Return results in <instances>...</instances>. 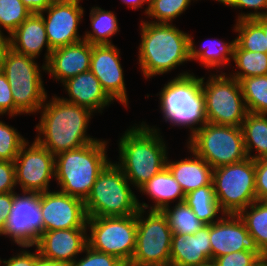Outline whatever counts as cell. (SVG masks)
<instances>
[{"label":"cell","mask_w":267,"mask_h":266,"mask_svg":"<svg viewBox=\"0 0 267 266\" xmlns=\"http://www.w3.org/2000/svg\"><path fill=\"white\" fill-rule=\"evenodd\" d=\"M235 8H253L256 10L254 13L241 14L238 16L237 21L246 19H258L267 16L266 12H257L259 9H267V0H236Z\"/></svg>","instance_id":"cell-43"},{"label":"cell","mask_w":267,"mask_h":266,"mask_svg":"<svg viewBox=\"0 0 267 266\" xmlns=\"http://www.w3.org/2000/svg\"><path fill=\"white\" fill-rule=\"evenodd\" d=\"M233 61L241 71L231 75L240 81L243 78L267 75V53L243 50L237 43L234 47Z\"/></svg>","instance_id":"cell-32"},{"label":"cell","mask_w":267,"mask_h":266,"mask_svg":"<svg viewBox=\"0 0 267 266\" xmlns=\"http://www.w3.org/2000/svg\"><path fill=\"white\" fill-rule=\"evenodd\" d=\"M12 88L3 72H0V115L9 113L15 115V103L12 97Z\"/></svg>","instance_id":"cell-42"},{"label":"cell","mask_w":267,"mask_h":266,"mask_svg":"<svg viewBox=\"0 0 267 266\" xmlns=\"http://www.w3.org/2000/svg\"><path fill=\"white\" fill-rule=\"evenodd\" d=\"M235 30L239 32L236 43L251 52L267 53V41L263 27L255 19L237 21Z\"/></svg>","instance_id":"cell-34"},{"label":"cell","mask_w":267,"mask_h":266,"mask_svg":"<svg viewBox=\"0 0 267 266\" xmlns=\"http://www.w3.org/2000/svg\"><path fill=\"white\" fill-rule=\"evenodd\" d=\"M90 71L98 78L103 90L112 99L127 106L128 98L119 51L113 44L92 45Z\"/></svg>","instance_id":"cell-18"},{"label":"cell","mask_w":267,"mask_h":266,"mask_svg":"<svg viewBox=\"0 0 267 266\" xmlns=\"http://www.w3.org/2000/svg\"><path fill=\"white\" fill-rule=\"evenodd\" d=\"M86 256L79 260L76 259L69 266H124L125 264L107 253H102L91 249L89 246L84 248Z\"/></svg>","instance_id":"cell-38"},{"label":"cell","mask_w":267,"mask_h":266,"mask_svg":"<svg viewBox=\"0 0 267 266\" xmlns=\"http://www.w3.org/2000/svg\"><path fill=\"white\" fill-rule=\"evenodd\" d=\"M63 85L70 98H61L62 100L86 107L92 112L96 110L101 111L113 101L103 90L100 81L91 71L69 78L63 82Z\"/></svg>","instance_id":"cell-22"},{"label":"cell","mask_w":267,"mask_h":266,"mask_svg":"<svg viewBox=\"0 0 267 266\" xmlns=\"http://www.w3.org/2000/svg\"><path fill=\"white\" fill-rule=\"evenodd\" d=\"M87 246L129 264L136 249L137 214L124 217H88Z\"/></svg>","instance_id":"cell-11"},{"label":"cell","mask_w":267,"mask_h":266,"mask_svg":"<svg viewBox=\"0 0 267 266\" xmlns=\"http://www.w3.org/2000/svg\"><path fill=\"white\" fill-rule=\"evenodd\" d=\"M5 266H34L36 262V253H29V251H22L17 256H13L7 261L0 260Z\"/></svg>","instance_id":"cell-44"},{"label":"cell","mask_w":267,"mask_h":266,"mask_svg":"<svg viewBox=\"0 0 267 266\" xmlns=\"http://www.w3.org/2000/svg\"><path fill=\"white\" fill-rule=\"evenodd\" d=\"M87 228L45 231L39 237L36 249L41 257L71 264L76 255L87 246Z\"/></svg>","instance_id":"cell-19"},{"label":"cell","mask_w":267,"mask_h":266,"mask_svg":"<svg viewBox=\"0 0 267 266\" xmlns=\"http://www.w3.org/2000/svg\"><path fill=\"white\" fill-rule=\"evenodd\" d=\"M122 170L110 162L98 175L84 201L87 217H124L148 205L138 202Z\"/></svg>","instance_id":"cell-5"},{"label":"cell","mask_w":267,"mask_h":266,"mask_svg":"<svg viewBox=\"0 0 267 266\" xmlns=\"http://www.w3.org/2000/svg\"><path fill=\"white\" fill-rule=\"evenodd\" d=\"M21 1L32 13H40L44 11L54 0H21Z\"/></svg>","instance_id":"cell-47"},{"label":"cell","mask_w":267,"mask_h":266,"mask_svg":"<svg viewBox=\"0 0 267 266\" xmlns=\"http://www.w3.org/2000/svg\"><path fill=\"white\" fill-rule=\"evenodd\" d=\"M123 3L125 4H129V6H131V8L133 9H138L140 7H142L143 3H148V7L150 4V0H122Z\"/></svg>","instance_id":"cell-49"},{"label":"cell","mask_w":267,"mask_h":266,"mask_svg":"<svg viewBox=\"0 0 267 266\" xmlns=\"http://www.w3.org/2000/svg\"><path fill=\"white\" fill-rule=\"evenodd\" d=\"M11 49L10 36L4 37L3 33H0V72H3L4 63Z\"/></svg>","instance_id":"cell-46"},{"label":"cell","mask_w":267,"mask_h":266,"mask_svg":"<svg viewBox=\"0 0 267 266\" xmlns=\"http://www.w3.org/2000/svg\"><path fill=\"white\" fill-rule=\"evenodd\" d=\"M90 19L92 33L86 32L83 39L92 45L112 44L108 37L110 38L119 29L114 13L100 7H92Z\"/></svg>","instance_id":"cell-29"},{"label":"cell","mask_w":267,"mask_h":266,"mask_svg":"<svg viewBox=\"0 0 267 266\" xmlns=\"http://www.w3.org/2000/svg\"><path fill=\"white\" fill-rule=\"evenodd\" d=\"M92 44L86 40L52 50L42 69L62 83L80 73L90 71Z\"/></svg>","instance_id":"cell-20"},{"label":"cell","mask_w":267,"mask_h":266,"mask_svg":"<svg viewBox=\"0 0 267 266\" xmlns=\"http://www.w3.org/2000/svg\"><path fill=\"white\" fill-rule=\"evenodd\" d=\"M24 196L14 193L12 209L0 235H7L21 247L36 246L44 232L40 208V194L23 192Z\"/></svg>","instance_id":"cell-13"},{"label":"cell","mask_w":267,"mask_h":266,"mask_svg":"<svg viewBox=\"0 0 267 266\" xmlns=\"http://www.w3.org/2000/svg\"><path fill=\"white\" fill-rule=\"evenodd\" d=\"M26 142L14 160L16 185L23 192L43 193L49 190L50 180L55 178V156L36 141L27 148Z\"/></svg>","instance_id":"cell-14"},{"label":"cell","mask_w":267,"mask_h":266,"mask_svg":"<svg viewBox=\"0 0 267 266\" xmlns=\"http://www.w3.org/2000/svg\"><path fill=\"white\" fill-rule=\"evenodd\" d=\"M214 41L215 40H213V43L211 42V46H204L203 48L201 47L200 50H197L194 46L192 37L190 36V60H200V62L207 68H215L220 67V65H226L230 61V57L233 59L236 40H233L230 43H224L220 40H218L219 42ZM212 46L215 48H211Z\"/></svg>","instance_id":"cell-31"},{"label":"cell","mask_w":267,"mask_h":266,"mask_svg":"<svg viewBox=\"0 0 267 266\" xmlns=\"http://www.w3.org/2000/svg\"><path fill=\"white\" fill-rule=\"evenodd\" d=\"M212 260L209 225L195 234H172L170 266H199Z\"/></svg>","instance_id":"cell-21"},{"label":"cell","mask_w":267,"mask_h":266,"mask_svg":"<svg viewBox=\"0 0 267 266\" xmlns=\"http://www.w3.org/2000/svg\"><path fill=\"white\" fill-rule=\"evenodd\" d=\"M250 208V212L247 210ZM260 251L267 256V201L256 200L238 214Z\"/></svg>","instance_id":"cell-28"},{"label":"cell","mask_w":267,"mask_h":266,"mask_svg":"<svg viewBox=\"0 0 267 266\" xmlns=\"http://www.w3.org/2000/svg\"><path fill=\"white\" fill-rule=\"evenodd\" d=\"M185 203L192 209L197 218L205 225H210L217 220V213L221 211L216 200L213 185H206L185 195Z\"/></svg>","instance_id":"cell-27"},{"label":"cell","mask_w":267,"mask_h":266,"mask_svg":"<svg viewBox=\"0 0 267 266\" xmlns=\"http://www.w3.org/2000/svg\"><path fill=\"white\" fill-rule=\"evenodd\" d=\"M199 266H216V264L213 262V260H210L209 262L201 264Z\"/></svg>","instance_id":"cell-53"},{"label":"cell","mask_w":267,"mask_h":266,"mask_svg":"<svg viewBox=\"0 0 267 266\" xmlns=\"http://www.w3.org/2000/svg\"><path fill=\"white\" fill-rule=\"evenodd\" d=\"M33 57L11 49L3 67L15 103V115L41 111L47 93Z\"/></svg>","instance_id":"cell-9"},{"label":"cell","mask_w":267,"mask_h":266,"mask_svg":"<svg viewBox=\"0 0 267 266\" xmlns=\"http://www.w3.org/2000/svg\"><path fill=\"white\" fill-rule=\"evenodd\" d=\"M169 207L167 206L162 211L166 215L173 233L191 235L205 225L197 218L185 201L177 203L172 210Z\"/></svg>","instance_id":"cell-33"},{"label":"cell","mask_w":267,"mask_h":266,"mask_svg":"<svg viewBox=\"0 0 267 266\" xmlns=\"http://www.w3.org/2000/svg\"><path fill=\"white\" fill-rule=\"evenodd\" d=\"M141 39L139 64L146 78L167 73L190 60V36L172 23L142 21Z\"/></svg>","instance_id":"cell-2"},{"label":"cell","mask_w":267,"mask_h":266,"mask_svg":"<svg viewBox=\"0 0 267 266\" xmlns=\"http://www.w3.org/2000/svg\"><path fill=\"white\" fill-rule=\"evenodd\" d=\"M106 141L97 140L55 156V178L61 192L85 201L98 175L110 163Z\"/></svg>","instance_id":"cell-4"},{"label":"cell","mask_w":267,"mask_h":266,"mask_svg":"<svg viewBox=\"0 0 267 266\" xmlns=\"http://www.w3.org/2000/svg\"><path fill=\"white\" fill-rule=\"evenodd\" d=\"M206 83L201 77L206 122L241 127L248 111L239 81L222 73L211 76Z\"/></svg>","instance_id":"cell-10"},{"label":"cell","mask_w":267,"mask_h":266,"mask_svg":"<svg viewBox=\"0 0 267 266\" xmlns=\"http://www.w3.org/2000/svg\"><path fill=\"white\" fill-rule=\"evenodd\" d=\"M224 216L209 225L212 260L243 250L256 254L260 259L263 258L265 255L257 247L254 237L248 233L241 217L238 214H224Z\"/></svg>","instance_id":"cell-17"},{"label":"cell","mask_w":267,"mask_h":266,"mask_svg":"<svg viewBox=\"0 0 267 266\" xmlns=\"http://www.w3.org/2000/svg\"><path fill=\"white\" fill-rule=\"evenodd\" d=\"M139 190L155 199V205L151 206L150 210L162 211L169 206L172 199L178 198V203L185 200V194L180 184L167 166L142 185Z\"/></svg>","instance_id":"cell-25"},{"label":"cell","mask_w":267,"mask_h":266,"mask_svg":"<svg viewBox=\"0 0 267 266\" xmlns=\"http://www.w3.org/2000/svg\"><path fill=\"white\" fill-rule=\"evenodd\" d=\"M44 232L58 229L87 228L84 201L61 191L40 193Z\"/></svg>","instance_id":"cell-15"},{"label":"cell","mask_w":267,"mask_h":266,"mask_svg":"<svg viewBox=\"0 0 267 266\" xmlns=\"http://www.w3.org/2000/svg\"><path fill=\"white\" fill-rule=\"evenodd\" d=\"M16 186L14 161L0 160V194L14 192Z\"/></svg>","instance_id":"cell-41"},{"label":"cell","mask_w":267,"mask_h":266,"mask_svg":"<svg viewBox=\"0 0 267 266\" xmlns=\"http://www.w3.org/2000/svg\"><path fill=\"white\" fill-rule=\"evenodd\" d=\"M260 258L249 251L233 252L214 258L216 266H254Z\"/></svg>","instance_id":"cell-39"},{"label":"cell","mask_w":267,"mask_h":266,"mask_svg":"<svg viewBox=\"0 0 267 266\" xmlns=\"http://www.w3.org/2000/svg\"><path fill=\"white\" fill-rule=\"evenodd\" d=\"M10 36L12 49L29 57L36 58L46 46L45 65L47 64L52 49L48 43L42 14L32 13Z\"/></svg>","instance_id":"cell-23"},{"label":"cell","mask_w":267,"mask_h":266,"mask_svg":"<svg viewBox=\"0 0 267 266\" xmlns=\"http://www.w3.org/2000/svg\"><path fill=\"white\" fill-rule=\"evenodd\" d=\"M194 159H183L176 162L166 161V166L180 184L184 194L206 185H213V168L195 152Z\"/></svg>","instance_id":"cell-24"},{"label":"cell","mask_w":267,"mask_h":266,"mask_svg":"<svg viewBox=\"0 0 267 266\" xmlns=\"http://www.w3.org/2000/svg\"><path fill=\"white\" fill-rule=\"evenodd\" d=\"M13 201L14 192L0 194V234L12 209Z\"/></svg>","instance_id":"cell-45"},{"label":"cell","mask_w":267,"mask_h":266,"mask_svg":"<svg viewBox=\"0 0 267 266\" xmlns=\"http://www.w3.org/2000/svg\"><path fill=\"white\" fill-rule=\"evenodd\" d=\"M35 251H36V262L34 266H69V264L62 261H55L41 257L39 255L38 250Z\"/></svg>","instance_id":"cell-48"},{"label":"cell","mask_w":267,"mask_h":266,"mask_svg":"<svg viewBox=\"0 0 267 266\" xmlns=\"http://www.w3.org/2000/svg\"><path fill=\"white\" fill-rule=\"evenodd\" d=\"M159 135L156 128L142 123L125 131L120 139L121 163L116 165L137 188L166 167L167 148Z\"/></svg>","instance_id":"cell-3"},{"label":"cell","mask_w":267,"mask_h":266,"mask_svg":"<svg viewBox=\"0 0 267 266\" xmlns=\"http://www.w3.org/2000/svg\"><path fill=\"white\" fill-rule=\"evenodd\" d=\"M137 212L136 249L131 266H170L172 230L163 211L150 210L146 219ZM142 218V219H141Z\"/></svg>","instance_id":"cell-12"},{"label":"cell","mask_w":267,"mask_h":266,"mask_svg":"<svg viewBox=\"0 0 267 266\" xmlns=\"http://www.w3.org/2000/svg\"><path fill=\"white\" fill-rule=\"evenodd\" d=\"M42 108L41 120L36 126L39 135L35 141L54 156L96 141L86 135L92 113L90 109L58 97L43 104Z\"/></svg>","instance_id":"cell-1"},{"label":"cell","mask_w":267,"mask_h":266,"mask_svg":"<svg viewBox=\"0 0 267 266\" xmlns=\"http://www.w3.org/2000/svg\"><path fill=\"white\" fill-rule=\"evenodd\" d=\"M239 83L247 111L267 115V75L243 78Z\"/></svg>","instance_id":"cell-30"},{"label":"cell","mask_w":267,"mask_h":266,"mask_svg":"<svg viewBox=\"0 0 267 266\" xmlns=\"http://www.w3.org/2000/svg\"><path fill=\"white\" fill-rule=\"evenodd\" d=\"M79 2L80 0H55L40 12L52 50L83 40L77 34L84 13ZM45 11L48 12L47 18L43 15Z\"/></svg>","instance_id":"cell-16"},{"label":"cell","mask_w":267,"mask_h":266,"mask_svg":"<svg viewBox=\"0 0 267 266\" xmlns=\"http://www.w3.org/2000/svg\"><path fill=\"white\" fill-rule=\"evenodd\" d=\"M256 199L267 201V157L255 160Z\"/></svg>","instance_id":"cell-40"},{"label":"cell","mask_w":267,"mask_h":266,"mask_svg":"<svg viewBox=\"0 0 267 266\" xmlns=\"http://www.w3.org/2000/svg\"><path fill=\"white\" fill-rule=\"evenodd\" d=\"M161 111L165 121L191 127V135L206 123L201 78L186 73L169 81L160 92ZM201 126L193 128L195 124Z\"/></svg>","instance_id":"cell-6"},{"label":"cell","mask_w":267,"mask_h":266,"mask_svg":"<svg viewBox=\"0 0 267 266\" xmlns=\"http://www.w3.org/2000/svg\"><path fill=\"white\" fill-rule=\"evenodd\" d=\"M241 129L247 157L253 160L267 157V115L248 112ZM253 147L258 155L251 156Z\"/></svg>","instance_id":"cell-26"},{"label":"cell","mask_w":267,"mask_h":266,"mask_svg":"<svg viewBox=\"0 0 267 266\" xmlns=\"http://www.w3.org/2000/svg\"><path fill=\"white\" fill-rule=\"evenodd\" d=\"M191 0H150L145 14L158 21L155 23H171L172 19L179 16L188 8Z\"/></svg>","instance_id":"cell-36"},{"label":"cell","mask_w":267,"mask_h":266,"mask_svg":"<svg viewBox=\"0 0 267 266\" xmlns=\"http://www.w3.org/2000/svg\"><path fill=\"white\" fill-rule=\"evenodd\" d=\"M188 148L218 168L247 157L241 127L206 122L190 136Z\"/></svg>","instance_id":"cell-7"},{"label":"cell","mask_w":267,"mask_h":266,"mask_svg":"<svg viewBox=\"0 0 267 266\" xmlns=\"http://www.w3.org/2000/svg\"><path fill=\"white\" fill-rule=\"evenodd\" d=\"M25 143L16 129L0 121V160L14 161Z\"/></svg>","instance_id":"cell-37"},{"label":"cell","mask_w":267,"mask_h":266,"mask_svg":"<svg viewBox=\"0 0 267 266\" xmlns=\"http://www.w3.org/2000/svg\"><path fill=\"white\" fill-rule=\"evenodd\" d=\"M218 2L223 3L224 5L234 7L236 4V0H216Z\"/></svg>","instance_id":"cell-51"},{"label":"cell","mask_w":267,"mask_h":266,"mask_svg":"<svg viewBox=\"0 0 267 266\" xmlns=\"http://www.w3.org/2000/svg\"><path fill=\"white\" fill-rule=\"evenodd\" d=\"M254 266H267V256L259 259Z\"/></svg>","instance_id":"cell-52"},{"label":"cell","mask_w":267,"mask_h":266,"mask_svg":"<svg viewBox=\"0 0 267 266\" xmlns=\"http://www.w3.org/2000/svg\"><path fill=\"white\" fill-rule=\"evenodd\" d=\"M213 187L222 214H239L255 202V160H245L213 169Z\"/></svg>","instance_id":"cell-8"},{"label":"cell","mask_w":267,"mask_h":266,"mask_svg":"<svg viewBox=\"0 0 267 266\" xmlns=\"http://www.w3.org/2000/svg\"><path fill=\"white\" fill-rule=\"evenodd\" d=\"M31 14L21 0H0V27H4L9 35Z\"/></svg>","instance_id":"cell-35"},{"label":"cell","mask_w":267,"mask_h":266,"mask_svg":"<svg viewBox=\"0 0 267 266\" xmlns=\"http://www.w3.org/2000/svg\"><path fill=\"white\" fill-rule=\"evenodd\" d=\"M264 29V34L266 36L267 41V16L255 19Z\"/></svg>","instance_id":"cell-50"}]
</instances>
